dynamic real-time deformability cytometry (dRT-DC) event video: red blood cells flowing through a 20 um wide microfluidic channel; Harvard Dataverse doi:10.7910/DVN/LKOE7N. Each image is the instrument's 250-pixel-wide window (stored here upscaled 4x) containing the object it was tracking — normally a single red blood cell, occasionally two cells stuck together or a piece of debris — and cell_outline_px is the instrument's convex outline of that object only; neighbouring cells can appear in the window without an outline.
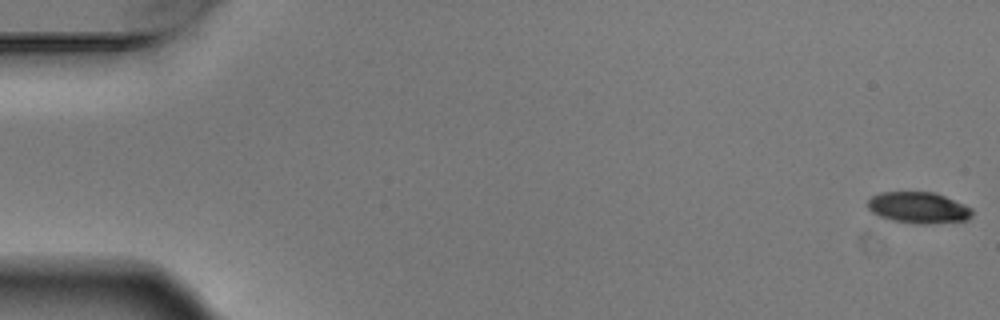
{"species": "Egyptian fruit bat (a non-hibernating species)", "species_latin": "Rousettus aegyptiacus", "temperature_condition": "warm", "stored_images_in_passage": 6, "segment_of_instrument_passage": [1, 2], "camera_frame_rate_fps": 3000, "um_per_image_px": 0.085, "animal": {"sex": "male"}, "frame": {"image": 1, "passage_image": 1, "time_ms": 0.0, "image_size_px": [1000, 320], "cell_outline_px": [[972, 216], [968, 220], [928, 224], [916, 224], [892, 220], [880, 216], [872, 212], [868, 208], [868, 200], [872, 196], [884, 192], [932, 192], [944, 196], [964, 204], [972, 208]], "centroid_in_image_um": [78.09, 17.66], "position_along_channel_um": 6.9, "area_um2": 18.96}}
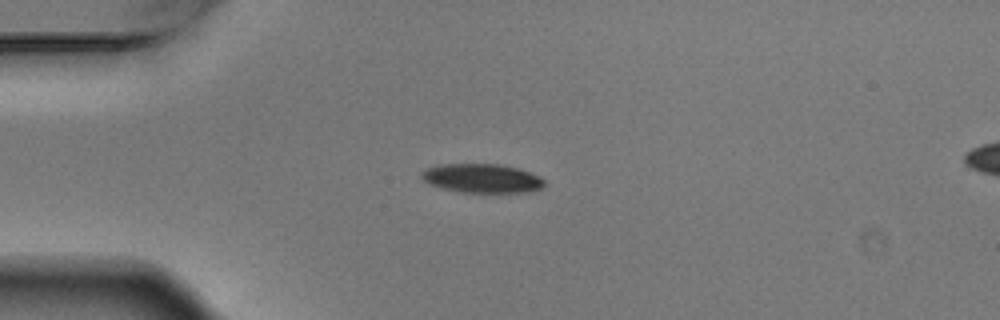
{"frame": {"image": 2, "passage_image": 5, "time_ms": 1.333, "image_size_px": [1000, 320], "cell_outline_px": [[544, 184], [540, 188], [528, 192], [464, 192], [444, 188], [428, 184], [420, 176], [428, 168], [440, 164], [500, 164], [516, 168], [540, 176], [544, 180]], "centroid_in_image_um": [40.97, 15.15], "position_along_channel_um": 44.0, "area_um2": 20.4}}